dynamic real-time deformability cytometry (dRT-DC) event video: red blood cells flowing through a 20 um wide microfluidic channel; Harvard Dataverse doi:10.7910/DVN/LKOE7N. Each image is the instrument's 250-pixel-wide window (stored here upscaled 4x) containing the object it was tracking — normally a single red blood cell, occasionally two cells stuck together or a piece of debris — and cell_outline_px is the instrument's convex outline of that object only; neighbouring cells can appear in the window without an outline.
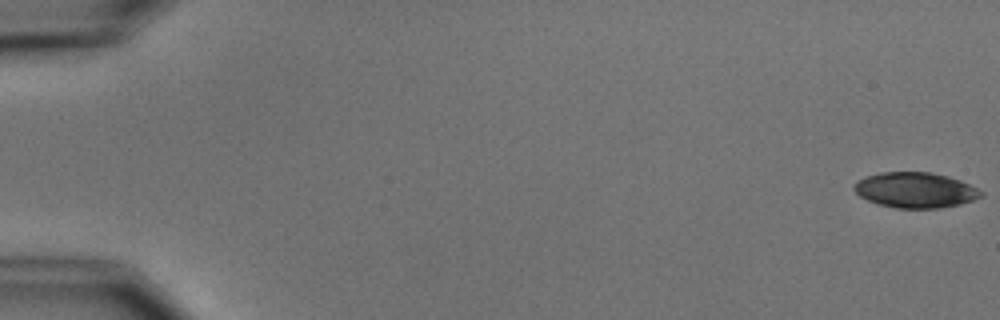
{"species": "common noctule bat (a hibernating species)", "species_latin": "Nyctalus noctula", "temperature_condition": "cold", "stored_images_in_passage": 5, "camera_frame_rate_fps": 3000, "um_per_image_px": 0.085, "animal": {"sex": "male", "body_mass_g": 15.6}, "frame": {"image": 1, "passage_image": 1, "time_ms": 0.0, "image_size_px": [1000, 320], "cell_outline_px": [[984, 196], [960, 204], [940, 208], [896, 208], [880, 204], [868, 200], [860, 196], [852, 188], [860, 180], [868, 176], [880, 172], [932, 172], [948, 176], [960, 180], [984, 192]], "centroid_in_image_um": [77.84, 16.16], "position_along_channel_um": 7.2, "area_um2": 26.01}}
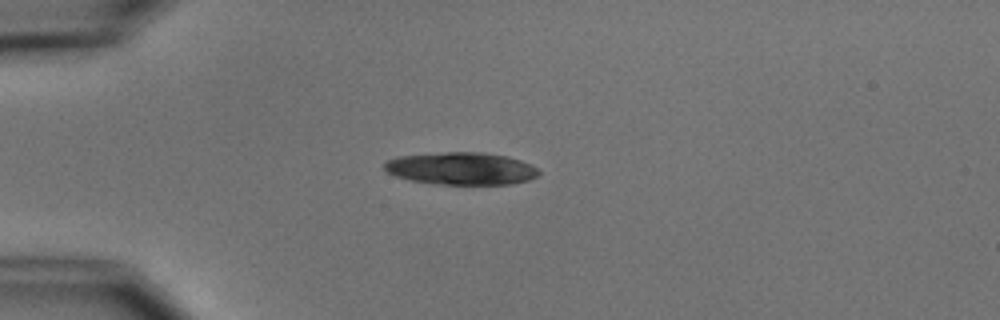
{"frame": {"image": 2, "passage_image": 5, "time_ms": 4.667, "image_size_px": [1000, 320], "cell_outline_px": [[540, 172], [536, 176], [528, 180], [512, 184], [436, 184], [412, 180], [396, 176], [388, 172], [384, 168], [384, 164], [388, 160], [396, 156], [444, 152], [484, 152], [508, 156], [520, 160], [536, 168]], "centroid_in_image_um": [39.2, 14.31], "position_along_channel_um": 45.8, "area_um2": 29.07}}